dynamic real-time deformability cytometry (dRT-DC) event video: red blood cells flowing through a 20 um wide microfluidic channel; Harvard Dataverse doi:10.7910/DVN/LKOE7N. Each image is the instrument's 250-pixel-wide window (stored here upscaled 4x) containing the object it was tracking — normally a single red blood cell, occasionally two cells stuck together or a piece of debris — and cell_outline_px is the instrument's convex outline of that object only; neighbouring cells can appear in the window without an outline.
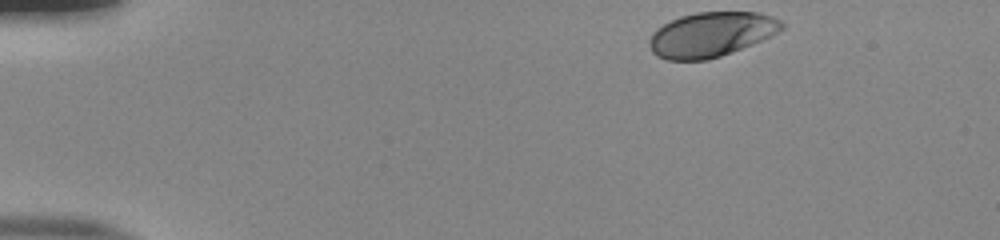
{"species": "human", "species_latin": "Homo sapiens", "temperature_condition": "room temperature", "stored_images_in_passage": 39, "camera_frame_rate_fps": 3000, "um_per_image_px": 0.085, "donor": {"sex": "male"}, "frame": {"image": 1, "passage_image": 1, "time_ms": 0.0, "image_size_px": [1000, 240], "cell_outline_px": [[784, 28], [752, 44], [720, 56], [708, 60], [668, 60], [656, 56], [652, 52], [648, 44], [648, 40], [652, 32], [656, 28], [680, 16], [696, 12], [760, 12], [772, 16], [780, 20], [784, 24]], "centroid_in_image_um": [60.4, 2.93], "position_along_channel_um": 24.6, "area_um2": 34.45}}
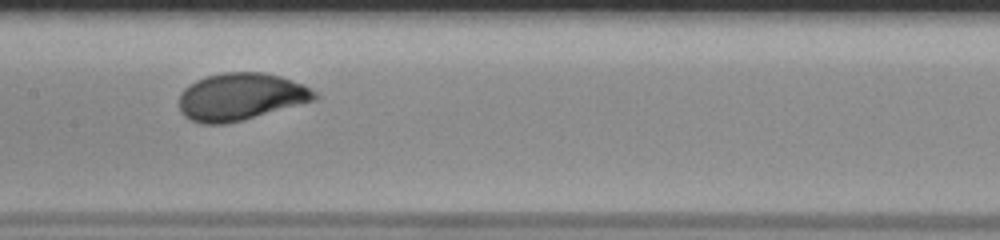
{"frame": {"image": 2, "passage_image": 21, "time_ms": 6.667, "image_size_px": [1000, 240], "cell_outline_px": [[320, 96], [316, 100], [244, 120], [224, 124], [200, 124], [188, 120], [180, 112], [180, 92], [184, 88], [196, 80], [204, 76], [220, 72], [264, 72], [280, 76], [304, 84], [316, 92]], "centroid_in_image_um": [20.45, 8.22], "position_along_channel_um": 186.9, "area_um2": 37.86}}
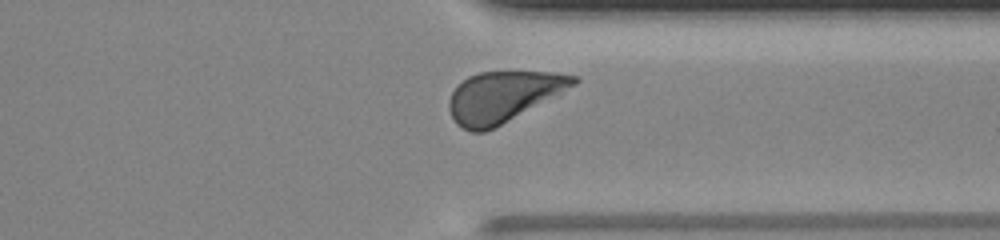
{"frame": {"image": 3, "passage_image": 35, "time_ms": 11.333, "image_size_px": [1000, 240], "cell_outline_px": [[580, 80], [576, 84], [500, 124], [484, 132], [472, 132], [456, 124], [448, 108], [448, 100], [456, 84], [468, 76], [480, 72], [556, 72], [580, 76]], "centroid_in_image_um": [42.72, 8.19], "position_along_channel_um": 368.7, "area_um2": 36.18}, "authors_computed_cell_mechanics": {"area_um2": 36.5296, "velocity_mm_per_s": 3.8927, "shape_relaxation_time_tau1_ms": 2.7143, "shape_relaxation_time_tau2_ms": null, "deformation_change_tau1": 0.1452, "deformation_change_tau2": null}}